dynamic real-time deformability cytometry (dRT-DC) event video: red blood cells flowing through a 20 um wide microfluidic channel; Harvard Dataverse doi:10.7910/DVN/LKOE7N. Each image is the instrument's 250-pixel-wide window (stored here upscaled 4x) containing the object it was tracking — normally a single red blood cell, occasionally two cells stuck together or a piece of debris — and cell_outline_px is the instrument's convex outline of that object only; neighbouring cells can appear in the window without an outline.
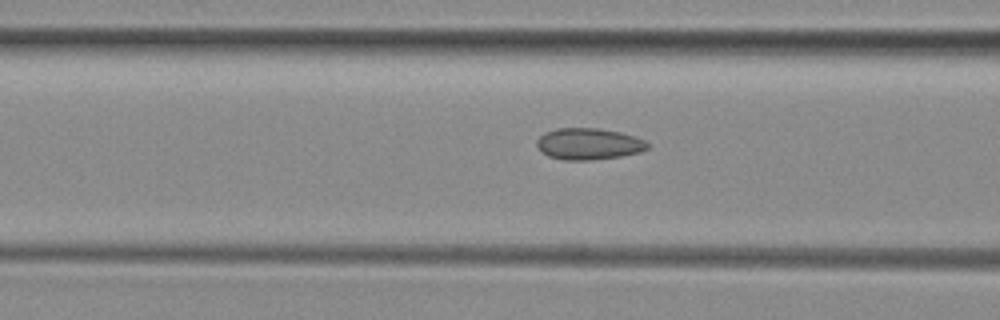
{"species": "common noctule bat (a hibernating species)", "species_latin": "Nyctalus noctula", "temperature_condition": "room temperature", "stored_images_in_passage": 23, "camera_frame_rate_fps": 3000, "um_per_image_px": 0.085, "animal": {"sex": "female", "body_mass_g": 29.2, "forearm_length_mm": 56.3}, "frame": {"image": 1, "passage_image": 11, "time_ms": 3.333, "image_size_px": [1000, 320], "cell_outline_px": [[648, 148], [640, 152], [620, 156], [588, 160], [564, 160], [548, 156], [536, 144], [536, 140], [544, 132], [556, 128], [600, 128], [620, 132], [644, 140], [648, 144]], "centroid_in_image_um": [50.01, 12.22], "position_along_channel_um": 116.6, "area_um2": 20.17}}
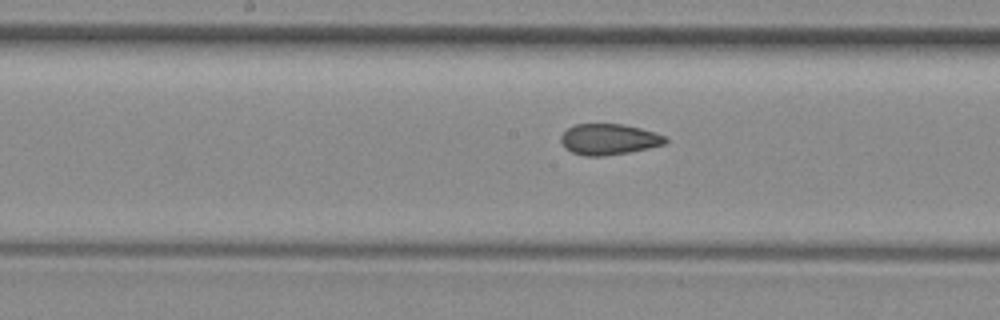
{"frame": {"image": 2, "passage_image": 17, "time_ms": 5.333, "image_size_px": [1000, 320], "cell_outline_px": [[668, 140], [664, 144], [648, 148], [628, 152], [604, 156], [584, 156], [572, 152], [564, 148], [560, 140], [560, 136], [568, 128], [576, 124], [620, 124], [640, 128], [656, 132], [664, 136]], "centroid_in_image_um": [51.73, 11.84], "position_along_channel_um": 196.5, "area_um2": 18.79}}
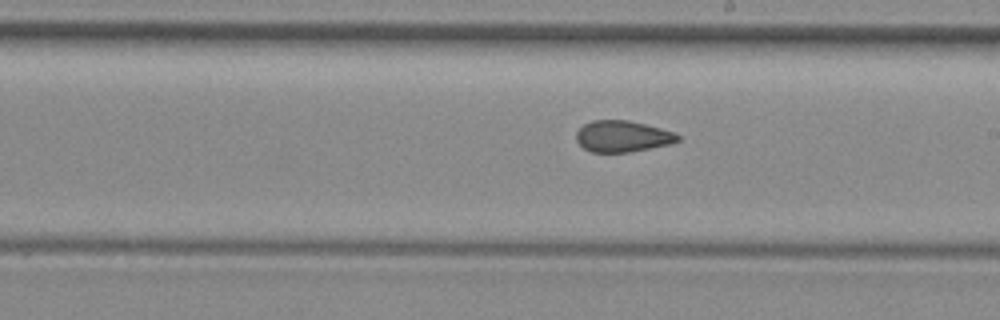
{"frame": {"image": 3, "passage_image": 20, "time_ms": 6.333, "image_size_px": [1000, 320], "cell_outline_px": [[680, 140], [672, 144], [628, 152], [592, 152], [584, 148], [576, 140], [576, 132], [584, 124], [592, 120], [628, 120], [676, 132], [680, 136]], "centroid_in_image_um": [52.93, 11.58], "position_along_channel_um": 236.1, "area_um2": 18.55}}